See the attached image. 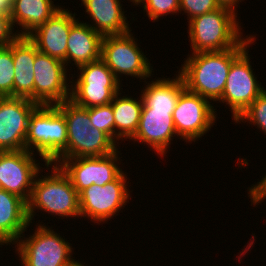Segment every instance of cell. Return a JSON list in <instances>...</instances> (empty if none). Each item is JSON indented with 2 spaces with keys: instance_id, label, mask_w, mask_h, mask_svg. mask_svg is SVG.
Wrapping results in <instances>:
<instances>
[{
  "instance_id": "cell-1",
  "label": "cell",
  "mask_w": 266,
  "mask_h": 266,
  "mask_svg": "<svg viewBox=\"0 0 266 266\" xmlns=\"http://www.w3.org/2000/svg\"><path fill=\"white\" fill-rule=\"evenodd\" d=\"M255 38L253 32L235 48L189 53L177 71L184 80L185 88L216 104L222 97L233 60L247 46L254 45Z\"/></svg>"
},
{
  "instance_id": "cell-2",
  "label": "cell",
  "mask_w": 266,
  "mask_h": 266,
  "mask_svg": "<svg viewBox=\"0 0 266 266\" xmlns=\"http://www.w3.org/2000/svg\"><path fill=\"white\" fill-rule=\"evenodd\" d=\"M41 165L45 169L43 168L37 173L30 199L27 202L30 223L34 224L32 220H35L34 216H37V212L40 211L43 214L48 212V216L54 215V218L59 216L58 219L60 217L62 219L66 217V220L68 218L70 220V217H80L81 219L79 193L71 184L70 179L56 164L42 163ZM43 171L45 172L44 176L42 175Z\"/></svg>"
},
{
  "instance_id": "cell-3",
  "label": "cell",
  "mask_w": 266,
  "mask_h": 266,
  "mask_svg": "<svg viewBox=\"0 0 266 266\" xmlns=\"http://www.w3.org/2000/svg\"><path fill=\"white\" fill-rule=\"evenodd\" d=\"M237 18L238 14L220 7L187 21L191 53L237 47L247 37H243V25Z\"/></svg>"
},
{
  "instance_id": "cell-4",
  "label": "cell",
  "mask_w": 266,
  "mask_h": 266,
  "mask_svg": "<svg viewBox=\"0 0 266 266\" xmlns=\"http://www.w3.org/2000/svg\"><path fill=\"white\" fill-rule=\"evenodd\" d=\"M67 143L64 115L55 105H39L29 118L25 150L38 154L44 163H53L67 148Z\"/></svg>"
},
{
  "instance_id": "cell-5",
  "label": "cell",
  "mask_w": 266,
  "mask_h": 266,
  "mask_svg": "<svg viewBox=\"0 0 266 266\" xmlns=\"http://www.w3.org/2000/svg\"><path fill=\"white\" fill-rule=\"evenodd\" d=\"M34 233L25 234L14 243L15 253L21 266H70L76 259L73 258L72 244L66 241L53 227L42 221L34 224Z\"/></svg>"
},
{
  "instance_id": "cell-6",
  "label": "cell",
  "mask_w": 266,
  "mask_h": 266,
  "mask_svg": "<svg viewBox=\"0 0 266 266\" xmlns=\"http://www.w3.org/2000/svg\"><path fill=\"white\" fill-rule=\"evenodd\" d=\"M135 36L129 31L122 35H106L102 39L101 59L121 83L123 75L139 78L140 82L154 75L152 60L146 57Z\"/></svg>"
},
{
  "instance_id": "cell-7",
  "label": "cell",
  "mask_w": 266,
  "mask_h": 266,
  "mask_svg": "<svg viewBox=\"0 0 266 266\" xmlns=\"http://www.w3.org/2000/svg\"><path fill=\"white\" fill-rule=\"evenodd\" d=\"M77 69L74 75L71 73L70 100L78 106L91 108L109 104L123 89V84L101 58Z\"/></svg>"
},
{
  "instance_id": "cell-8",
  "label": "cell",
  "mask_w": 266,
  "mask_h": 266,
  "mask_svg": "<svg viewBox=\"0 0 266 266\" xmlns=\"http://www.w3.org/2000/svg\"><path fill=\"white\" fill-rule=\"evenodd\" d=\"M126 174L128 173L123 171L115 180L103 186L92 184L82 190L79 193L81 218H88L87 220L91 223L100 225L106 221L108 224V220L119 215L121 209L123 210L132 198L130 194L132 191L128 188L130 183L127 182L129 178Z\"/></svg>"
},
{
  "instance_id": "cell-9",
  "label": "cell",
  "mask_w": 266,
  "mask_h": 266,
  "mask_svg": "<svg viewBox=\"0 0 266 266\" xmlns=\"http://www.w3.org/2000/svg\"><path fill=\"white\" fill-rule=\"evenodd\" d=\"M248 48L250 45L233 60L222 97L217 102L229 106L234 122L266 89L253 71Z\"/></svg>"
},
{
  "instance_id": "cell-10",
  "label": "cell",
  "mask_w": 266,
  "mask_h": 266,
  "mask_svg": "<svg viewBox=\"0 0 266 266\" xmlns=\"http://www.w3.org/2000/svg\"><path fill=\"white\" fill-rule=\"evenodd\" d=\"M211 103L207 98L186 88L180 93L172 117L177 135L182 141L188 144L196 142L211 131L219 118L216 106Z\"/></svg>"
},
{
  "instance_id": "cell-11",
  "label": "cell",
  "mask_w": 266,
  "mask_h": 266,
  "mask_svg": "<svg viewBox=\"0 0 266 266\" xmlns=\"http://www.w3.org/2000/svg\"><path fill=\"white\" fill-rule=\"evenodd\" d=\"M120 155L122 153L117 149L109 155L100 157L56 159L53 164L62 169L73 187L80 193L92 184L103 186L115 180L123 172L119 166L122 161Z\"/></svg>"
},
{
  "instance_id": "cell-12",
  "label": "cell",
  "mask_w": 266,
  "mask_h": 266,
  "mask_svg": "<svg viewBox=\"0 0 266 266\" xmlns=\"http://www.w3.org/2000/svg\"><path fill=\"white\" fill-rule=\"evenodd\" d=\"M74 69V66L68 69L63 61L38 51L34 60V102L56 105L69 100L71 74L68 71Z\"/></svg>"
},
{
  "instance_id": "cell-13",
  "label": "cell",
  "mask_w": 266,
  "mask_h": 266,
  "mask_svg": "<svg viewBox=\"0 0 266 266\" xmlns=\"http://www.w3.org/2000/svg\"><path fill=\"white\" fill-rule=\"evenodd\" d=\"M35 156L25 149L0 151V189L28 202L36 175L43 169Z\"/></svg>"
},
{
  "instance_id": "cell-14",
  "label": "cell",
  "mask_w": 266,
  "mask_h": 266,
  "mask_svg": "<svg viewBox=\"0 0 266 266\" xmlns=\"http://www.w3.org/2000/svg\"><path fill=\"white\" fill-rule=\"evenodd\" d=\"M38 103L22 97H2L0 100V151L25 149L29 118Z\"/></svg>"
},
{
  "instance_id": "cell-15",
  "label": "cell",
  "mask_w": 266,
  "mask_h": 266,
  "mask_svg": "<svg viewBox=\"0 0 266 266\" xmlns=\"http://www.w3.org/2000/svg\"><path fill=\"white\" fill-rule=\"evenodd\" d=\"M174 139L181 138L175 130L172 114L169 111L152 110L143 102L137 132L130 140L147 144L150 151L165 157Z\"/></svg>"
},
{
  "instance_id": "cell-16",
  "label": "cell",
  "mask_w": 266,
  "mask_h": 266,
  "mask_svg": "<svg viewBox=\"0 0 266 266\" xmlns=\"http://www.w3.org/2000/svg\"><path fill=\"white\" fill-rule=\"evenodd\" d=\"M63 6L28 38L38 51L63 61L67 67V40L71 27L80 18Z\"/></svg>"
},
{
  "instance_id": "cell-17",
  "label": "cell",
  "mask_w": 266,
  "mask_h": 266,
  "mask_svg": "<svg viewBox=\"0 0 266 266\" xmlns=\"http://www.w3.org/2000/svg\"><path fill=\"white\" fill-rule=\"evenodd\" d=\"M87 18L92 22H84L102 36L122 35L132 31L127 20L121 0H81ZM123 8V9H122Z\"/></svg>"
},
{
  "instance_id": "cell-18",
  "label": "cell",
  "mask_w": 266,
  "mask_h": 266,
  "mask_svg": "<svg viewBox=\"0 0 266 266\" xmlns=\"http://www.w3.org/2000/svg\"><path fill=\"white\" fill-rule=\"evenodd\" d=\"M31 225L27 214V202L19 196L0 189V245L14 243Z\"/></svg>"
},
{
  "instance_id": "cell-19",
  "label": "cell",
  "mask_w": 266,
  "mask_h": 266,
  "mask_svg": "<svg viewBox=\"0 0 266 266\" xmlns=\"http://www.w3.org/2000/svg\"><path fill=\"white\" fill-rule=\"evenodd\" d=\"M103 36L84 21H77L70 29L67 40V68H75L101 58Z\"/></svg>"
},
{
  "instance_id": "cell-20",
  "label": "cell",
  "mask_w": 266,
  "mask_h": 266,
  "mask_svg": "<svg viewBox=\"0 0 266 266\" xmlns=\"http://www.w3.org/2000/svg\"><path fill=\"white\" fill-rule=\"evenodd\" d=\"M38 49L28 37H18L12 43L14 62V97L34 101V60Z\"/></svg>"
},
{
  "instance_id": "cell-21",
  "label": "cell",
  "mask_w": 266,
  "mask_h": 266,
  "mask_svg": "<svg viewBox=\"0 0 266 266\" xmlns=\"http://www.w3.org/2000/svg\"><path fill=\"white\" fill-rule=\"evenodd\" d=\"M62 7L52 0H13L10 13L12 24L17 28L19 37H28Z\"/></svg>"
},
{
  "instance_id": "cell-22",
  "label": "cell",
  "mask_w": 266,
  "mask_h": 266,
  "mask_svg": "<svg viewBox=\"0 0 266 266\" xmlns=\"http://www.w3.org/2000/svg\"><path fill=\"white\" fill-rule=\"evenodd\" d=\"M174 77L166 78L158 77L152 79V81H143V89L139 90L143 99V102L152 110L169 111L172 114L180 93L185 89L184 80L181 75L176 72ZM155 80V81H154Z\"/></svg>"
},
{
  "instance_id": "cell-23",
  "label": "cell",
  "mask_w": 266,
  "mask_h": 266,
  "mask_svg": "<svg viewBox=\"0 0 266 266\" xmlns=\"http://www.w3.org/2000/svg\"><path fill=\"white\" fill-rule=\"evenodd\" d=\"M121 92L123 89L115 94L111 102L115 118V143L118 146L122 143L120 140L130 141L137 132L143 107L141 93L138 98H133V95L128 96V94L121 96Z\"/></svg>"
},
{
  "instance_id": "cell-24",
  "label": "cell",
  "mask_w": 266,
  "mask_h": 266,
  "mask_svg": "<svg viewBox=\"0 0 266 266\" xmlns=\"http://www.w3.org/2000/svg\"><path fill=\"white\" fill-rule=\"evenodd\" d=\"M118 146L106 133L90 127L83 136L68 137L67 148L57 159L100 157L113 153Z\"/></svg>"
},
{
  "instance_id": "cell-25",
  "label": "cell",
  "mask_w": 266,
  "mask_h": 266,
  "mask_svg": "<svg viewBox=\"0 0 266 266\" xmlns=\"http://www.w3.org/2000/svg\"><path fill=\"white\" fill-rule=\"evenodd\" d=\"M55 106L65 117L68 137L83 136L90 130L91 120L88 108L78 106L70 99Z\"/></svg>"
},
{
  "instance_id": "cell-26",
  "label": "cell",
  "mask_w": 266,
  "mask_h": 266,
  "mask_svg": "<svg viewBox=\"0 0 266 266\" xmlns=\"http://www.w3.org/2000/svg\"><path fill=\"white\" fill-rule=\"evenodd\" d=\"M14 62L12 43L0 47V95L14 97Z\"/></svg>"
},
{
  "instance_id": "cell-27",
  "label": "cell",
  "mask_w": 266,
  "mask_h": 266,
  "mask_svg": "<svg viewBox=\"0 0 266 266\" xmlns=\"http://www.w3.org/2000/svg\"><path fill=\"white\" fill-rule=\"evenodd\" d=\"M141 7L150 21L156 22L163 16L179 14L180 0H138L135 4ZM139 5V6H138Z\"/></svg>"
},
{
  "instance_id": "cell-28",
  "label": "cell",
  "mask_w": 266,
  "mask_h": 266,
  "mask_svg": "<svg viewBox=\"0 0 266 266\" xmlns=\"http://www.w3.org/2000/svg\"><path fill=\"white\" fill-rule=\"evenodd\" d=\"M248 121V122H247ZM249 123L266 135V89L256 100L240 115L234 124Z\"/></svg>"
},
{
  "instance_id": "cell-29",
  "label": "cell",
  "mask_w": 266,
  "mask_h": 266,
  "mask_svg": "<svg viewBox=\"0 0 266 266\" xmlns=\"http://www.w3.org/2000/svg\"><path fill=\"white\" fill-rule=\"evenodd\" d=\"M91 126L106 133L115 142V118L111 103L88 108Z\"/></svg>"
},
{
  "instance_id": "cell-30",
  "label": "cell",
  "mask_w": 266,
  "mask_h": 266,
  "mask_svg": "<svg viewBox=\"0 0 266 266\" xmlns=\"http://www.w3.org/2000/svg\"><path fill=\"white\" fill-rule=\"evenodd\" d=\"M218 8L215 0H180V14L183 12L189 21Z\"/></svg>"
},
{
  "instance_id": "cell-31",
  "label": "cell",
  "mask_w": 266,
  "mask_h": 266,
  "mask_svg": "<svg viewBox=\"0 0 266 266\" xmlns=\"http://www.w3.org/2000/svg\"><path fill=\"white\" fill-rule=\"evenodd\" d=\"M19 37L10 14L0 13V47L9 46Z\"/></svg>"
},
{
  "instance_id": "cell-32",
  "label": "cell",
  "mask_w": 266,
  "mask_h": 266,
  "mask_svg": "<svg viewBox=\"0 0 266 266\" xmlns=\"http://www.w3.org/2000/svg\"><path fill=\"white\" fill-rule=\"evenodd\" d=\"M262 179L252 186L248 187V197L250 198L251 206L256 207L266 199V173Z\"/></svg>"
},
{
  "instance_id": "cell-33",
  "label": "cell",
  "mask_w": 266,
  "mask_h": 266,
  "mask_svg": "<svg viewBox=\"0 0 266 266\" xmlns=\"http://www.w3.org/2000/svg\"><path fill=\"white\" fill-rule=\"evenodd\" d=\"M219 7L227 8L234 13L238 14L237 8L240 7V2L244 0H215ZM237 6V7H236Z\"/></svg>"
},
{
  "instance_id": "cell-34",
  "label": "cell",
  "mask_w": 266,
  "mask_h": 266,
  "mask_svg": "<svg viewBox=\"0 0 266 266\" xmlns=\"http://www.w3.org/2000/svg\"><path fill=\"white\" fill-rule=\"evenodd\" d=\"M13 0H0V13L10 14L12 9Z\"/></svg>"
},
{
  "instance_id": "cell-35",
  "label": "cell",
  "mask_w": 266,
  "mask_h": 266,
  "mask_svg": "<svg viewBox=\"0 0 266 266\" xmlns=\"http://www.w3.org/2000/svg\"><path fill=\"white\" fill-rule=\"evenodd\" d=\"M70 266H88L87 264L83 263L82 261L76 260L73 264Z\"/></svg>"
},
{
  "instance_id": "cell-36",
  "label": "cell",
  "mask_w": 266,
  "mask_h": 266,
  "mask_svg": "<svg viewBox=\"0 0 266 266\" xmlns=\"http://www.w3.org/2000/svg\"><path fill=\"white\" fill-rule=\"evenodd\" d=\"M130 2H132L131 4L134 5L138 0H129Z\"/></svg>"
}]
</instances>
